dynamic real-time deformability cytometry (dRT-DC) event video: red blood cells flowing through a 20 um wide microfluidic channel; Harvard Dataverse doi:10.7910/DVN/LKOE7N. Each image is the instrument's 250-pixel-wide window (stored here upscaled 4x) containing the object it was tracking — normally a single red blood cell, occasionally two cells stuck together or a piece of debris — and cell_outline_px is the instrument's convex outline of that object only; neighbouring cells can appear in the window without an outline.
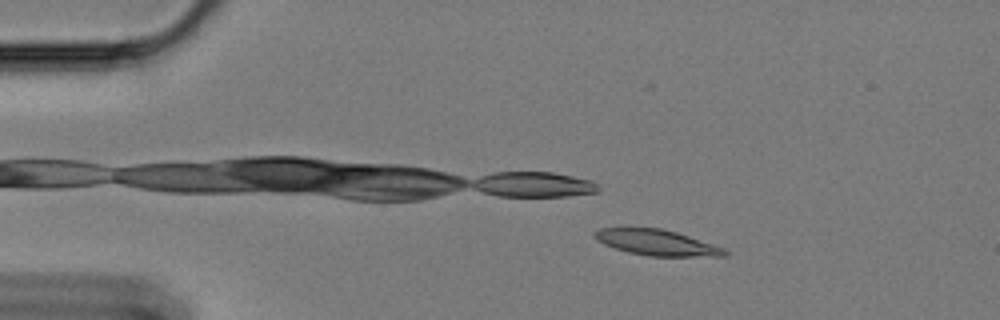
{"species": "Egyptian fruit bat (a non-hibernating species)", "species_latin": "Rousettus aegyptiacus", "temperature_condition": "cold", "stored_images_in_passage": 54, "camera_frame_rate_fps": 3000, "um_per_image_px": 0.085, "animal": {"sex": "female"}, "frame": {"image": 1, "passage_image": 5, "time_ms": 1.333, "image_size_px": [1000, 320], "cell_outline_px": [[728, 256], [648, 256], [628, 252], [604, 244], [596, 240], [592, 236], [592, 232], [600, 228], [660, 228], [676, 232], [724, 248], [728, 252]], "centroid_in_image_um": [55.79, 20.62], "position_along_channel_um": 29.2, "area_um2": 19.36}}
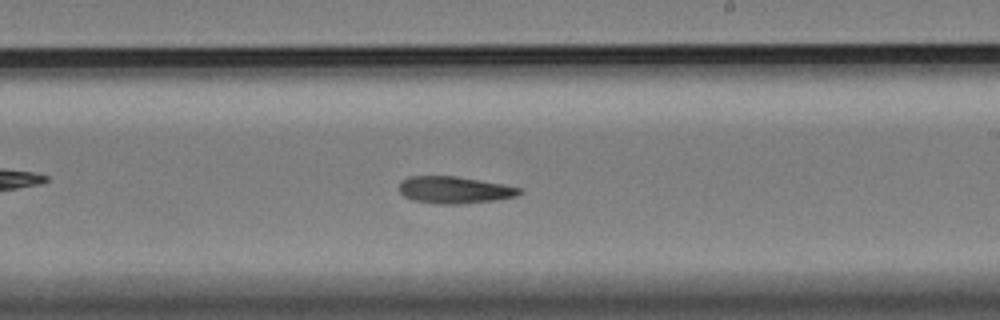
{"frame": {"image": 2, "passage_image": 30, "time_ms": 9.667, "image_size_px": [1000, 320], "cell_outline_px": [[524, 192], [516, 196], [496, 200], [464, 204], [440, 204], [412, 200], [404, 196], [400, 192], [400, 180], [408, 176], [456, 176], [504, 184], [524, 188]], "centroid_in_image_um": [38.67, 16.14], "position_along_channel_um": 250.3, "area_um2": 19.19}}
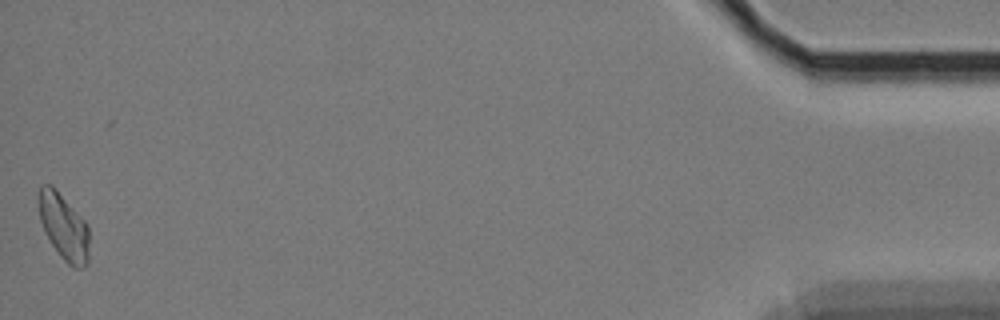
{"frame": {"image": 3, "passage_image": 54, "time_ms": 17.667, "image_size_px": [1000, 320], "cell_outline_px": [[88, 264], [84, 268], [72, 268], [60, 256], [44, 232], [40, 220], [36, 200], [36, 196], [40, 184], [52, 184], [56, 188], [88, 224]], "centroid_in_image_um": [5.38, 19.23], "position_along_channel_um": 429.8, "area_um2": 20.0}, "authors_computed_cell_mechanics": {"area_um2": 19.3052, "velocity_mm_per_s": 3.3528, "shape_relaxation_time_tau1_ms": 10.2668, "shape_relaxation_time_tau2_ms": null, "deformation_change_tau1": 0.1828, "deformation_change_tau2": null}}